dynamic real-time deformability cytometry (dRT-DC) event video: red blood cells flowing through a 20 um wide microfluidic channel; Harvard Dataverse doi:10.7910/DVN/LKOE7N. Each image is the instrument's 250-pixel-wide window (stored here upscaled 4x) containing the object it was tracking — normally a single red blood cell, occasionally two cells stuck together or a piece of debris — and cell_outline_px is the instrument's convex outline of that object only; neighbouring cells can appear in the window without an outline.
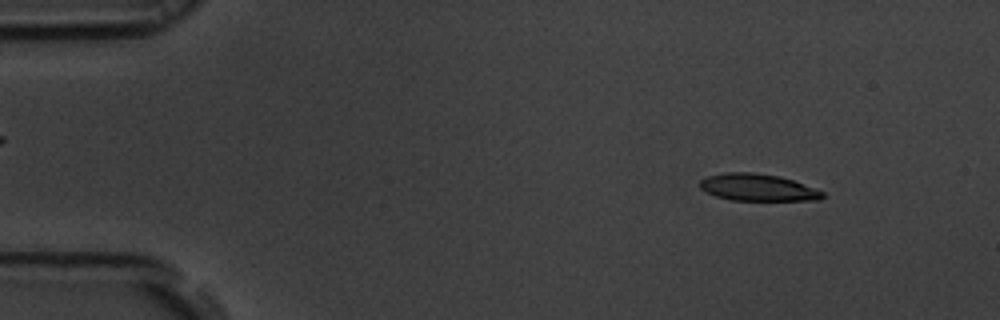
{"species": "common noctule bat (a hibernating species)", "species_latin": "Nyctalus noctula", "temperature_condition": "room temperature", "stored_images_in_passage": 54, "camera_frame_rate_fps": 3000, "um_per_image_px": 0.085, "animal": {"sex": "male", "body_mass_g": 19.5, "forearm_length_mm": 54.6}, "frame": {"image": 1, "passage_image": 6, "time_ms": 1.667, "image_size_px": [1000, 320], "cell_outline_px": [[824, 196], [820, 200], [728, 200], [716, 196], [700, 188], [700, 180], [708, 176], [724, 172], [752, 172], [780, 176], [792, 180], [824, 192]], "centroid_in_image_um": [64.39, 15.93], "position_along_channel_um": 20.6, "area_um2": 19.19}}
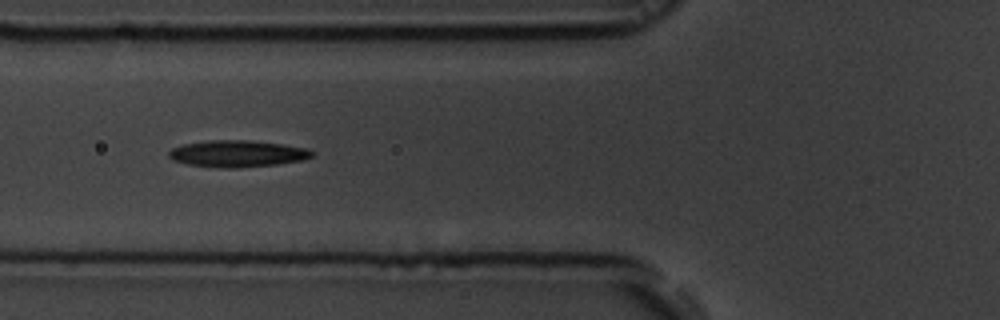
{"frame": {"image": 2, "passage_image": 20, "time_ms": 6.333, "image_size_px": [1000, 320], "cell_outline_px": [[316, 152], [312, 156], [304, 160], [276, 164], [240, 168], [224, 168], [188, 164], [172, 160], [168, 156], [168, 152], [172, 148], [184, 144], [208, 140], [248, 140], [284, 144], [308, 148]], "centroid_in_image_um": [20.21, 13.06], "position_along_channel_um": 105.6, "area_um2": 22.43}}
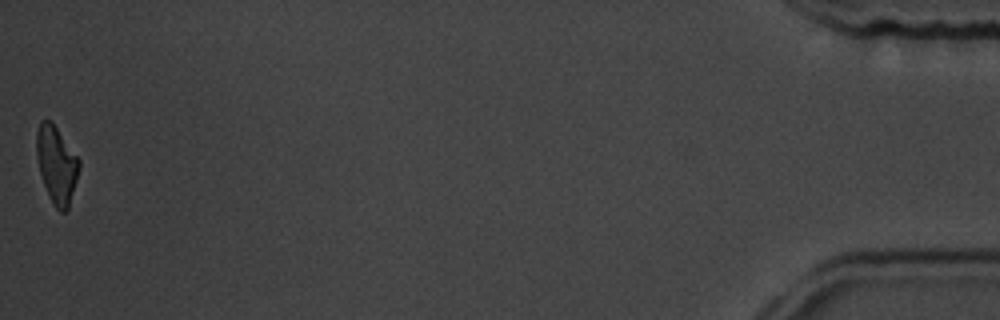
{"frame": {"image": 3, "passage_image": 54, "time_ms": 17.667, "image_size_px": [1000, 320], "cell_outline_px": [[80, 164], [76, 180], [68, 208], [64, 212], [60, 212], [52, 204], [44, 184], [40, 172], [36, 156], [36, 132], [40, 120], [52, 120], [80, 160]], "centroid_in_image_um": [4.79, 13.95], "position_along_channel_um": 430.4, "area_um2": 19.13}, "authors_computed_cell_mechanics": {"area_um2": 20.8658, "velocity_mm_per_s": 3.7259, "shape_relaxation_time_tau1_ms": 4.1649, "shape_relaxation_time_tau2_ms": 8.6559, "deformation_change_tau1": 0.1603, "deformation_change_tau2": 0.1923}}